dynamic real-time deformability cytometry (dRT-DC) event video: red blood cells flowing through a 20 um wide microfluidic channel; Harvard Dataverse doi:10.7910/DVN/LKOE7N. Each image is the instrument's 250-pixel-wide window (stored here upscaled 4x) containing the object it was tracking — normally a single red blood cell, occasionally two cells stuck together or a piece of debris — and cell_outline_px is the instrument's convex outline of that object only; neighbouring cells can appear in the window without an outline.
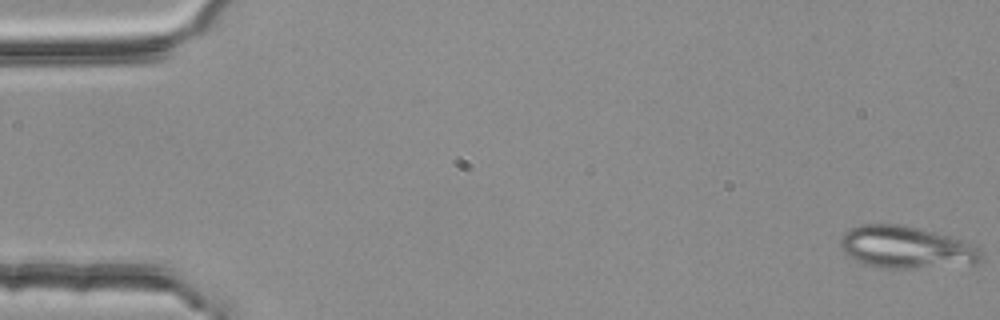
{"species": "common noctule bat (a hibernating species)", "species_latin": "Nyctalus noctula", "temperature_condition": "room temperature", "stored_images_in_passage": 5, "camera_frame_rate_fps": 3000, "um_per_image_px": 0.085, "animal": {"sex": "female", "body_mass_g": 25.1}, "frame": {"image": 1, "passage_image": 1, "time_ms": 0.0, "image_size_px": [1000, 320], "cell_outline_px": [[984, 256], [976, 264], [908, 268], [880, 268], [864, 264], [856, 260], [844, 252], [840, 244], [840, 240], [844, 232], [848, 228], [860, 224], [900, 224], [936, 232], [952, 236], [976, 244], [980, 248]], "centroid_in_image_um": [77.06, 21.01], "position_along_channel_um": 7.9, "area_um2": 35.03}}